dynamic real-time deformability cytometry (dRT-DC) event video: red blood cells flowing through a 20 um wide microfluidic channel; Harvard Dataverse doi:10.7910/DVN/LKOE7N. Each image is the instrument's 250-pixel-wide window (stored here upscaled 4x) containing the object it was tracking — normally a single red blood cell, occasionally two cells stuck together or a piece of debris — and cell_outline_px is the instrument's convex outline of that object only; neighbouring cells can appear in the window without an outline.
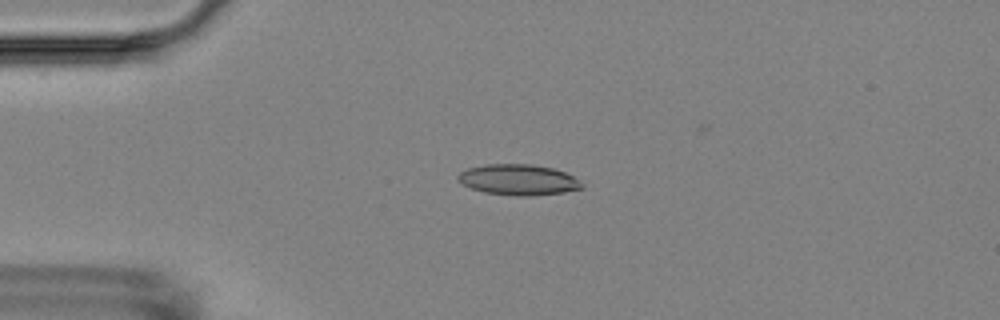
{"species": "Egyptian fruit bat (a non-hibernating species)", "species_latin": "Rousettus aegyptiacus", "temperature_condition": "room temperature", "stored_images_in_passage": 5, "camera_frame_rate_fps": 3000, "um_per_image_px": 0.085, "animal": {"sex": "female"}, "frame": {"image": 1, "passage_image": 4, "time_ms": 3.333, "image_size_px": [1000, 320], "cell_outline_px": [[584, 188], [564, 192], [528, 196], [516, 196], [484, 192], [472, 188], [456, 180], [456, 176], [460, 172], [468, 168], [488, 164], [532, 164], [552, 168], [564, 172], [572, 176], [584, 184]], "centroid_in_image_um": [44.06, 15.28], "position_along_channel_um": 40.9, "area_um2": 22.14}}